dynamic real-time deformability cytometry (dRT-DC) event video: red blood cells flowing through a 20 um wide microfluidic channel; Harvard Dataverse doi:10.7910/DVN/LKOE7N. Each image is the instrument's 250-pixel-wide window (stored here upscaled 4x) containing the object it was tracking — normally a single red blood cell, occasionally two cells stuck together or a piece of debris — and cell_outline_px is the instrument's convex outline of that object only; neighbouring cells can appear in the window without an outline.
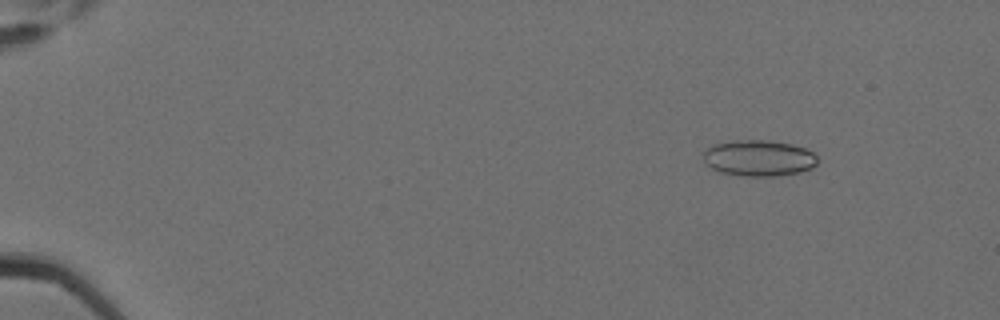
{"species": "Egyptian fruit bat (a non-hibernating species)", "species_latin": "Rousettus aegyptiacus", "temperature_condition": "cold", "stored_images_in_passage": 6, "camera_frame_rate_fps": 3000, "um_per_image_px": 0.085, "animal": {"sex": "female"}, "frame": {"image": 1, "passage_image": 2, "time_ms": 0.333, "image_size_px": [1000, 320], "cell_outline_px": [[816, 164], [812, 168], [800, 172], [776, 176], [740, 176], [720, 172], [712, 168], [704, 160], [704, 152], [712, 144], [732, 140], [768, 140], [792, 144], [804, 148], [812, 152], [816, 156]], "centroid_in_image_um": [64.49, 13.43], "position_along_channel_um": 20.5, "area_um2": 24.04}}